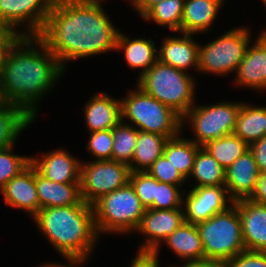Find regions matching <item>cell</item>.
Instances as JSON below:
<instances>
[{"label": "cell", "instance_id": "1", "mask_svg": "<svg viewBox=\"0 0 266 267\" xmlns=\"http://www.w3.org/2000/svg\"><path fill=\"white\" fill-rule=\"evenodd\" d=\"M104 0H55L37 37L66 64L116 51L119 28L102 7Z\"/></svg>", "mask_w": 266, "mask_h": 267}, {"label": "cell", "instance_id": "2", "mask_svg": "<svg viewBox=\"0 0 266 267\" xmlns=\"http://www.w3.org/2000/svg\"><path fill=\"white\" fill-rule=\"evenodd\" d=\"M64 73L57 58L37 36H18L1 65L2 99L21 107L35 121L40 100Z\"/></svg>", "mask_w": 266, "mask_h": 267}, {"label": "cell", "instance_id": "3", "mask_svg": "<svg viewBox=\"0 0 266 267\" xmlns=\"http://www.w3.org/2000/svg\"><path fill=\"white\" fill-rule=\"evenodd\" d=\"M33 219L61 257L88 261L100 239L93 207L84 201L79 205L42 208Z\"/></svg>", "mask_w": 266, "mask_h": 267}, {"label": "cell", "instance_id": "4", "mask_svg": "<svg viewBox=\"0 0 266 267\" xmlns=\"http://www.w3.org/2000/svg\"><path fill=\"white\" fill-rule=\"evenodd\" d=\"M136 82L146 94L170 107L181 118L195 105V77L159 60Z\"/></svg>", "mask_w": 266, "mask_h": 267}, {"label": "cell", "instance_id": "5", "mask_svg": "<svg viewBox=\"0 0 266 267\" xmlns=\"http://www.w3.org/2000/svg\"><path fill=\"white\" fill-rule=\"evenodd\" d=\"M92 207L99 237L135 233L146 210L130 183L102 196Z\"/></svg>", "mask_w": 266, "mask_h": 267}, {"label": "cell", "instance_id": "6", "mask_svg": "<svg viewBox=\"0 0 266 267\" xmlns=\"http://www.w3.org/2000/svg\"><path fill=\"white\" fill-rule=\"evenodd\" d=\"M136 87L121 99L122 121L128 123L130 120L128 124L136 126L137 130L157 133L168 139L181 133L182 118L170 107Z\"/></svg>", "mask_w": 266, "mask_h": 267}, {"label": "cell", "instance_id": "7", "mask_svg": "<svg viewBox=\"0 0 266 267\" xmlns=\"http://www.w3.org/2000/svg\"><path fill=\"white\" fill-rule=\"evenodd\" d=\"M202 240L205 259L227 262L246 250L243 243L242 223L237 206L196 224Z\"/></svg>", "mask_w": 266, "mask_h": 267}, {"label": "cell", "instance_id": "8", "mask_svg": "<svg viewBox=\"0 0 266 267\" xmlns=\"http://www.w3.org/2000/svg\"><path fill=\"white\" fill-rule=\"evenodd\" d=\"M244 26L225 31L221 36L198 50V73L228 76L236 73L243 60L247 47L252 42L250 29Z\"/></svg>", "mask_w": 266, "mask_h": 267}, {"label": "cell", "instance_id": "9", "mask_svg": "<svg viewBox=\"0 0 266 267\" xmlns=\"http://www.w3.org/2000/svg\"><path fill=\"white\" fill-rule=\"evenodd\" d=\"M241 103L220 101L208 106L195 104L182 117V132L185 123L189 122L194 135L190 140L200 146H204L208 141L233 134Z\"/></svg>", "mask_w": 266, "mask_h": 267}, {"label": "cell", "instance_id": "10", "mask_svg": "<svg viewBox=\"0 0 266 267\" xmlns=\"http://www.w3.org/2000/svg\"><path fill=\"white\" fill-rule=\"evenodd\" d=\"M129 165L114 160L81 162L80 188L82 200L93 205L102 196L129 183Z\"/></svg>", "mask_w": 266, "mask_h": 267}, {"label": "cell", "instance_id": "11", "mask_svg": "<svg viewBox=\"0 0 266 267\" xmlns=\"http://www.w3.org/2000/svg\"><path fill=\"white\" fill-rule=\"evenodd\" d=\"M55 0H0V29L18 36H37ZM23 30L19 31V27Z\"/></svg>", "mask_w": 266, "mask_h": 267}, {"label": "cell", "instance_id": "12", "mask_svg": "<svg viewBox=\"0 0 266 267\" xmlns=\"http://www.w3.org/2000/svg\"><path fill=\"white\" fill-rule=\"evenodd\" d=\"M184 195L185 222L197 224L217 213L224 212L234 201L225 186H203L191 188Z\"/></svg>", "mask_w": 266, "mask_h": 267}, {"label": "cell", "instance_id": "13", "mask_svg": "<svg viewBox=\"0 0 266 267\" xmlns=\"http://www.w3.org/2000/svg\"><path fill=\"white\" fill-rule=\"evenodd\" d=\"M184 222V208L161 210L147 208L135 231L145 237L138 251L154 252Z\"/></svg>", "mask_w": 266, "mask_h": 267}, {"label": "cell", "instance_id": "14", "mask_svg": "<svg viewBox=\"0 0 266 267\" xmlns=\"http://www.w3.org/2000/svg\"><path fill=\"white\" fill-rule=\"evenodd\" d=\"M249 44L243 60L240 62L234 78L238 87L266 91V30L257 35Z\"/></svg>", "mask_w": 266, "mask_h": 267}, {"label": "cell", "instance_id": "15", "mask_svg": "<svg viewBox=\"0 0 266 267\" xmlns=\"http://www.w3.org/2000/svg\"><path fill=\"white\" fill-rule=\"evenodd\" d=\"M81 160L62 148L40 157L31 156V164L45 178L57 183H80Z\"/></svg>", "mask_w": 266, "mask_h": 267}, {"label": "cell", "instance_id": "16", "mask_svg": "<svg viewBox=\"0 0 266 267\" xmlns=\"http://www.w3.org/2000/svg\"><path fill=\"white\" fill-rule=\"evenodd\" d=\"M259 170L248 149L225 170V187L233 201L250 199L255 193Z\"/></svg>", "mask_w": 266, "mask_h": 267}, {"label": "cell", "instance_id": "17", "mask_svg": "<svg viewBox=\"0 0 266 267\" xmlns=\"http://www.w3.org/2000/svg\"><path fill=\"white\" fill-rule=\"evenodd\" d=\"M5 205L29 213L31 219L40 210L35 184V167L30 163L12 178L2 190Z\"/></svg>", "mask_w": 266, "mask_h": 267}, {"label": "cell", "instance_id": "18", "mask_svg": "<svg viewBox=\"0 0 266 267\" xmlns=\"http://www.w3.org/2000/svg\"><path fill=\"white\" fill-rule=\"evenodd\" d=\"M234 204L241 219L246 250L266 252V205L251 199L237 200Z\"/></svg>", "mask_w": 266, "mask_h": 267}, {"label": "cell", "instance_id": "19", "mask_svg": "<svg viewBox=\"0 0 266 267\" xmlns=\"http://www.w3.org/2000/svg\"><path fill=\"white\" fill-rule=\"evenodd\" d=\"M178 34L181 35L162 40L161 46L157 48L158 60L187 73L191 68L197 71L199 43L193 40V34Z\"/></svg>", "mask_w": 266, "mask_h": 267}, {"label": "cell", "instance_id": "20", "mask_svg": "<svg viewBox=\"0 0 266 267\" xmlns=\"http://www.w3.org/2000/svg\"><path fill=\"white\" fill-rule=\"evenodd\" d=\"M83 116L90 133L112 129L122 120L121 99L96 92L85 104Z\"/></svg>", "mask_w": 266, "mask_h": 267}, {"label": "cell", "instance_id": "21", "mask_svg": "<svg viewBox=\"0 0 266 267\" xmlns=\"http://www.w3.org/2000/svg\"><path fill=\"white\" fill-rule=\"evenodd\" d=\"M225 0H185L181 33L199 34L212 30Z\"/></svg>", "mask_w": 266, "mask_h": 267}, {"label": "cell", "instance_id": "22", "mask_svg": "<svg viewBox=\"0 0 266 267\" xmlns=\"http://www.w3.org/2000/svg\"><path fill=\"white\" fill-rule=\"evenodd\" d=\"M35 184L40 209L79 205L83 202L80 183H57L42 176L35 168Z\"/></svg>", "mask_w": 266, "mask_h": 267}, {"label": "cell", "instance_id": "23", "mask_svg": "<svg viewBox=\"0 0 266 267\" xmlns=\"http://www.w3.org/2000/svg\"><path fill=\"white\" fill-rule=\"evenodd\" d=\"M127 36V34L119 31L116 51H123L122 53L129 68L140 71L139 78L158 60V49H156L155 41L152 38L138 37L131 39V37Z\"/></svg>", "mask_w": 266, "mask_h": 267}, {"label": "cell", "instance_id": "24", "mask_svg": "<svg viewBox=\"0 0 266 267\" xmlns=\"http://www.w3.org/2000/svg\"><path fill=\"white\" fill-rule=\"evenodd\" d=\"M163 244H166L171 252L184 262L205 259L202 240L196 224L184 222L154 251L156 254H159Z\"/></svg>", "mask_w": 266, "mask_h": 267}, {"label": "cell", "instance_id": "25", "mask_svg": "<svg viewBox=\"0 0 266 267\" xmlns=\"http://www.w3.org/2000/svg\"><path fill=\"white\" fill-rule=\"evenodd\" d=\"M242 102L233 134L249 145L266 136V106Z\"/></svg>", "mask_w": 266, "mask_h": 267}, {"label": "cell", "instance_id": "26", "mask_svg": "<svg viewBox=\"0 0 266 267\" xmlns=\"http://www.w3.org/2000/svg\"><path fill=\"white\" fill-rule=\"evenodd\" d=\"M33 122L21 107L3 102L0 105V149L13 146L19 135Z\"/></svg>", "mask_w": 266, "mask_h": 267}, {"label": "cell", "instance_id": "27", "mask_svg": "<svg viewBox=\"0 0 266 267\" xmlns=\"http://www.w3.org/2000/svg\"><path fill=\"white\" fill-rule=\"evenodd\" d=\"M167 140L168 138L166 136L138 130L136 147L132 162L129 165L131 172L147 171L163 155Z\"/></svg>", "mask_w": 266, "mask_h": 267}, {"label": "cell", "instance_id": "28", "mask_svg": "<svg viewBox=\"0 0 266 267\" xmlns=\"http://www.w3.org/2000/svg\"><path fill=\"white\" fill-rule=\"evenodd\" d=\"M180 136H182L181 133L167 140L163 155L188 182L197 151L201 146L190 139Z\"/></svg>", "mask_w": 266, "mask_h": 267}, {"label": "cell", "instance_id": "29", "mask_svg": "<svg viewBox=\"0 0 266 267\" xmlns=\"http://www.w3.org/2000/svg\"><path fill=\"white\" fill-rule=\"evenodd\" d=\"M192 177L196 181L192 188L225 186V169L203 146L197 151L189 178Z\"/></svg>", "mask_w": 266, "mask_h": 267}, {"label": "cell", "instance_id": "30", "mask_svg": "<svg viewBox=\"0 0 266 267\" xmlns=\"http://www.w3.org/2000/svg\"><path fill=\"white\" fill-rule=\"evenodd\" d=\"M185 0H164L154 5L142 18L155 22L162 28H168L175 33H181V21Z\"/></svg>", "mask_w": 266, "mask_h": 267}, {"label": "cell", "instance_id": "31", "mask_svg": "<svg viewBox=\"0 0 266 267\" xmlns=\"http://www.w3.org/2000/svg\"><path fill=\"white\" fill-rule=\"evenodd\" d=\"M203 147L225 170L249 149V145L234 134L208 141Z\"/></svg>", "mask_w": 266, "mask_h": 267}, {"label": "cell", "instance_id": "32", "mask_svg": "<svg viewBox=\"0 0 266 267\" xmlns=\"http://www.w3.org/2000/svg\"><path fill=\"white\" fill-rule=\"evenodd\" d=\"M112 160L130 165L138 137V130L122 120L112 128Z\"/></svg>", "mask_w": 266, "mask_h": 267}, {"label": "cell", "instance_id": "33", "mask_svg": "<svg viewBox=\"0 0 266 267\" xmlns=\"http://www.w3.org/2000/svg\"><path fill=\"white\" fill-rule=\"evenodd\" d=\"M14 151V145L0 149V192L4 186L31 163V156H20Z\"/></svg>", "mask_w": 266, "mask_h": 267}, {"label": "cell", "instance_id": "34", "mask_svg": "<svg viewBox=\"0 0 266 267\" xmlns=\"http://www.w3.org/2000/svg\"><path fill=\"white\" fill-rule=\"evenodd\" d=\"M184 194L185 189L181 186H175L169 183H161L156 180V198L150 209H175L184 208Z\"/></svg>", "mask_w": 266, "mask_h": 267}, {"label": "cell", "instance_id": "35", "mask_svg": "<svg viewBox=\"0 0 266 267\" xmlns=\"http://www.w3.org/2000/svg\"><path fill=\"white\" fill-rule=\"evenodd\" d=\"M129 183L134 188L136 195L139 197L142 205L147 209L156 198V179L144 172H131Z\"/></svg>", "mask_w": 266, "mask_h": 267}, {"label": "cell", "instance_id": "36", "mask_svg": "<svg viewBox=\"0 0 266 267\" xmlns=\"http://www.w3.org/2000/svg\"><path fill=\"white\" fill-rule=\"evenodd\" d=\"M146 172L161 183H169L182 188L187 183V180L164 155L160 156Z\"/></svg>", "mask_w": 266, "mask_h": 267}, {"label": "cell", "instance_id": "37", "mask_svg": "<svg viewBox=\"0 0 266 267\" xmlns=\"http://www.w3.org/2000/svg\"><path fill=\"white\" fill-rule=\"evenodd\" d=\"M87 141L86 150L94 160H112V129L91 132Z\"/></svg>", "mask_w": 266, "mask_h": 267}, {"label": "cell", "instance_id": "38", "mask_svg": "<svg viewBox=\"0 0 266 267\" xmlns=\"http://www.w3.org/2000/svg\"><path fill=\"white\" fill-rule=\"evenodd\" d=\"M224 267H266V252L244 250L225 262Z\"/></svg>", "mask_w": 266, "mask_h": 267}, {"label": "cell", "instance_id": "39", "mask_svg": "<svg viewBox=\"0 0 266 267\" xmlns=\"http://www.w3.org/2000/svg\"><path fill=\"white\" fill-rule=\"evenodd\" d=\"M259 172H266V136L249 144Z\"/></svg>", "mask_w": 266, "mask_h": 267}, {"label": "cell", "instance_id": "40", "mask_svg": "<svg viewBox=\"0 0 266 267\" xmlns=\"http://www.w3.org/2000/svg\"><path fill=\"white\" fill-rule=\"evenodd\" d=\"M159 255L150 251H137L131 261L130 267H159Z\"/></svg>", "mask_w": 266, "mask_h": 267}, {"label": "cell", "instance_id": "41", "mask_svg": "<svg viewBox=\"0 0 266 267\" xmlns=\"http://www.w3.org/2000/svg\"><path fill=\"white\" fill-rule=\"evenodd\" d=\"M17 37L18 35L12 30L0 29V69L8 47Z\"/></svg>", "mask_w": 266, "mask_h": 267}, {"label": "cell", "instance_id": "42", "mask_svg": "<svg viewBox=\"0 0 266 267\" xmlns=\"http://www.w3.org/2000/svg\"><path fill=\"white\" fill-rule=\"evenodd\" d=\"M250 199L255 203L266 205V172H259L257 188Z\"/></svg>", "mask_w": 266, "mask_h": 267}, {"label": "cell", "instance_id": "43", "mask_svg": "<svg viewBox=\"0 0 266 267\" xmlns=\"http://www.w3.org/2000/svg\"><path fill=\"white\" fill-rule=\"evenodd\" d=\"M133 10L137 11L136 13L140 15L139 17H143L154 5L160 3L164 0H128Z\"/></svg>", "mask_w": 266, "mask_h": 267}, {"label": "cell", "instance_id": "44", "mask_svg": "<svg viewBox=\"0 0 266 267\" xmlns=\"http://www.w3.org/2000/svg\"><path fill=\"white\" fill-rule=\"evenodd\" d=\"M183 264L170 267H224V263L212 260V259H202L193 261H182Z\"/></svg>", "mask_w": 266, "mask_h": 267}, {"label": "cell", "instance_id": "45", "mask_svg": "<svg viewBox=\"0 0 266 267\" xmlns=\"http://www.w3.org/2000/svg\"><path fill=\"white\" fill-rule=\"evenodd\" d=\"M63 258L67 261L66 264L65 263L60 264V262H55V263L50 262L51 263L50 264L49 262L48 263L46 262L43 265L42 264L38 265V267H83L86 264V260H77V259H72V258H67V257H63Z\"/></svg>", "mask_w": 266, "mask_h": 267}, {"label": "cell", "instance_id": "46", "mask_svg": "<svg viewBox=\"0 0 266 267\" xmlns=\"http://www.w3.org/2000/svg\"><path fill=\"white\" fill-rule=\"evenodd\" d=\"M3 99H2V96H1V92H0V105L3 103Z\"/></svg>", "mask_w": 266, "mask_h": 267}, {"label": "cell", "instance_id": "47", "mask_svg": "<svg viewBox=\"0 0 266 267\" xmlns=\"http://www.w3.org/2000/svg\"><path fill=\"white\" fill-rule=\"evenodd\" d=\"M264 4V6L266 7V0H261Z\"/></svg>", "mask_w": 266, "mask_h": 267}]
</instances>
